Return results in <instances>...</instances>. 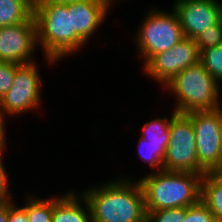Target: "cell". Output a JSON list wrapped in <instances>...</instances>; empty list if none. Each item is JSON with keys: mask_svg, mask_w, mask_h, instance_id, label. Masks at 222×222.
<instances>
[{"mask_svg": "<svg viewBox=\"0 0 222 222\" xmlns=\"http://www.w3.org/2000/svg\"><path fill=\"white\" fill-rule=\"evenodd\" d=\"M9 202L0 203V222H8Z\"/></svg>", "mask_w": 222, "mask_h": 222, "instance_id": "4316f807", "label": "cell"}, {"mask_svg": "<svg viewBox=\"0 0 222 222\" xmlns=\"http://www.w3.org/2000/svg\"><path fill=\"white\" fill-rule=\"evenodd\" d=\"M6 151L5 149L0 148V203H5L13 200L12 191L9 190L10 180L8 172L5 169L3 156ZM3 155V156H2Z\"/></svg>", "mask_w": 222, "mask_h": 222, "instance_id": "cb8c5ba5", "label": "cell"}, {"mask_svg": "<svg viewBox=\"0 0 222 222\" xmlns=\"http://www.w3.org/2000/svg\"><path fill=\"white\" fill-rule=\"evenodd\" d=\"M46 1H51V2L59 3V4H68V3H72L78 0H46Z\"/></svg>", "mask_w": 222, "mask_h": 222, "instance_id": "f1b7e54d", "label": "cell"}, {"mask_svg": "<svg viewBox=\"0 0 222 222\" xmlns=\"http://www.w3.org/2000/svg\"><path fill=\"white\" fill-rule=\"evenodd\" d=\"M108 1H109L112 5L115 4V2H117V3L119 2V0H108ZM120 1H122V0H120Z\"/></svg>", "mask_w": 222, "mask_h": 222, "instance_id": "4dcf8cb0", "label": "cell"}, {"mask_svg": "<svg viewBox=\"0 0 222 222\" xmlns=\"http://www.w3.org/2000/svg\"><path fill=\"white\" fill-rule=\"evenodd\" d=\"M203 175L193 172L157 171L138 179L143 189L146 212L189 207L201 200Z\"/></svg>", "mask_w": 222, "mask_h": 222, "instance_id": "3957f363", "label": "cell"}, {"mask_svg": "<svg viewBox=\"0 0 222 222\" xmlns=\"http://www.w3.org/2000/svg\"><path fill=\"white\" fill-rule=\"evenodd\" d=\"M8 222H29L26 213V201L21 207L15 205L14 201H9Z\"/></svg>", "mask_w": 222, "mask_h": 222, "instance_id": "d4e9b609", "label": "cell"}, {"mask_svg": "<svg viewBox=\"0 0 222 222\" xmlns=\"http://www.w3.org/2000/svg\"><path fill=\"white\" fill-rule=\"evenodd\" d=\"M218 173L222 176V168L218 171Z\"/></svg>", "mask_w": 222, "mask_h": 222, "instance_id": "1f68e13d", "label": "cell"}, {"mask_svg": "<svg viewBox=\"0 0 222 222\" xmlns=\"http://www.w3.org/2000/svg\"><path fill=\"white\" fill-rule=\"evenodd\" d=\"M92 222H145L146 206L139 180L118 178L84 189Z\"/></svg>", "mask_w": 222, "mask_h": 222, "instance_id": "6da1fadb", "label": "cell"}, {"mask_svg": "<svg viewBox=\"0 0 222 222\" xmlns=\"http://www.w3.org/2000/svg\"><path fill=\"white\" fill-rule=\"evenodd\" d=\"M16 63L0 61V100L14 82Z\"/></svg>", "mask_w": 222, "mask_h": 222, "instance_id": "603a6c76", "label": "cell"}, {"mask_svg": "<svg viewBox=\"0 0 222 222\" xmlns=\"http://www.w3.org/2000/svg\"><path fill=\"white\" fill-rule=\"evenodd\" d=\"M220 86L221 84L198 62L179 72L164 88L177 99L174 110L187 114L222 107Z\"/></svg>", "mask_w": 222, "mask_h": 222, "instance_id": "277c9868", "label": "cell"}, {"mask_svg": "<svg viewBox=\"0 0 222 222\" xmlns=\"http://www.w3.org/2000/svg\"><path fill=\"white\" fill-rule=\"evenodd\" d=\"M138 141V155H140L144 162H148V166L152 169V171H162L163 160L167 147L152 146L142 137H140Z\"/></svg>", "mask_w": 222, "mask_h": 222, "instance_id": "ac0fdd59", "label": "cell"}, {"mask_svg": "<svg viewBox=\"0 0 222 222\" xmlns=\"http://www.w3.org/2000/svg\"><path fill=\"white\" fill-rule=\"evenodd\" d=\"M26 198V213L29 222H52L53 196L51 198H39L28 195Z\"/></svg>", "mask_w": 222, "mask_h": 222, "instance_id": "e0dca14e", "label": "cell"}, {"mask_svg": "<svg viewBox=\"0 0 222 222\" xmlns=\"http://www.w3.org/2000/svg\"><path fill=\"white\" fill-rule=\"evenodd\" d=\"M177 112L174 110L171 117H156L143 124L142 134L140 137L147 140L152 146L167 147L169 142V128L171 118ZM168 118V119H167Z\"/></svg>", "mask_w": 222, "mask_h": 222, "instance_id": "9a60e30c", "label": "cell"}, {"mask_svg": "<svg viewBox=\"0 0 222 222\" xmlns=\"http://www.w3.org/2000/svg\"><path fill=\"white\" fill-rule=\"evenodd\" d=\"M199 62L215 80L222 82V45L200 52Z\"/></svg>", "mask_w": 222, "mask_h": 222, "instance_id": "d6986e66", "label": "cell"}, {"mask_svg": "<svg viewBox=\"0 0 222 222\" xmlns=\"http://www.w3.org/2000/svg\"><path fill=\"white\" fill-rule=\"evenodd\" d=\"M195 40L199 53L207 48L222 45V24L219 22L214 26H209Z\"/></svg>", "mask_w": 222, "mask_h": 222, "instance_id": "ffe728a7", "label": "cell"}, {"mask_svg": "<svg viewBox=\"0 0 222 222\" xmlns=\"http://www.w3.org/2000/svg\"><path fill=\"white\" fill-rule=\"evenodd\" d=\"M36 46L37 25L34 15L26 22L0 27V61L19 65L35 62Z\"/></svg>", "mask_w": 222, "mask_h": 222, "instance_id": "30bf717a", "label": "cell"}, {"mask_svg": "<svg viewBox=\"0 0 222 222\" xmlns=\"http://www.w3.org/2000/svg\"><path fill=\"white\" fill-rule=\"evenodd\" d=\"M172 4L185 38L196 39L220 22L217 0H174Z\"/></svg>", "mask_w": 222, "mask_h": 222, "instance_id": "8fae6325", "label": "cell"}, {"mask_svg": "<svg viewBox=\"0 0 222 222\" xmlns=\"http://www.w3.org/2000/svg\"><path fill=\"white\" fill-rule=\"evenodd\" d=\"M75 192L53 196L52 222H92L88 202L81 193Z\"/></svg>", "mask_w": 222, "mask_h": 222, "instance_id": "4fadbf2b", "label": "cell"}, {"mask_svg": "<svg viewBox=\"0 0 222 222\" xmlns=\"http://www.w3.org/2000/svg\"><path fill=\"white\" fill-rule=\"evenodd\" d=\"M187 115L193 124L199 167L205 173L218 172L222 168V107Z\"/></svg>", "mask_w": 222, "mask_h": 222, "instance_id": "52a82bcc", "label": "cell"}, {"mask_svg": "<svg viewBox=\"0 0 222 222\" xmlns=\"http://www.w3.org/2000/svg\"><path fill=\"white\" fill-rule=\"evenodd\" d=\"M8 116L5 112V110L3 109V107L1 106L0 103V148L7 150V139L6 138V123L4 122L6 119L5 117ZM5 125V126H4Z\"/></svg>", "mask_w": 222, "mask_h": 222, "instance_id": "484cf974", "label": "cell"}, {"mask_svg": "<svg viewBox=\"0 0 222 222\" xmlns=\"http://www.w3.org/2000/svg\"><path fill=\"white\" fill-rule=\"evenodd\" d=\"M186 216V208H170L149 211L145 222H183Z\"/></svg>", "mask_w": 222, "mask_h": 222, "instance_id": "44dd1931", "label": "cell"}, {"mask_svg": "<svg viewBox=\"0 0 222 222\" xmlns=\"http://www.w3.org/2000/svg\"><path fill=\"white\" fill-rule=\"evenodd\" d=\"M33 15L37 25L38 47L44 51L43 56L50 65H56L85 47L86 43L76 31H72V11H68V4L39 0Z\"/></svg>", "mask_w": 222, "mask_h": 222, "instance_id": "7a4b0ae2", "label": "cell"}, {"mask_svg": "<svg viewBox=\"0 0 222 222\" xmlns=\"http://www.w3.org/2000/svg\"><path fill=\"white\" fill-rule=\"evenodd\" d=\"M32 15L18 0H0V27L26 22Z\"/></svg>", "mask_w": 222, "mask_h": 222, "instance_id": "2e32d148", "label": "cell"}, {"mask_svg": "<svg viewBox=\"0 0 222 222\" xmlns=\"http://www.w3.org/2000/svg\"><path fill=\"white\" fill-rule=\"evenodd\" d=\"M18 1L23 3L32 13L35 12L39 3V0H18Z\"/></svg>", "mask_w": 222, "mask_h": 222, "instance_id": "83f0119b", "label": "cell"}, {"mask_svg": "<svg viewBox=\"0 0 222 222\" xmlns=\"http://www.w3.org/2000/svg\"><path fill=\"white\" fill-rule=\"evenodd\" d=\"M217 5L219 9V18H220V23L222 24V2L217 0Z\"/></svg>", "mask_w": 222, "mask_h": 222, "instance_id": "f546056e", "label": "cell"}, {"mask_svg": "<svg viewBox=\"0 0 222 222\" xmlns=\"http://www.w3.org/2000/svg\"><path fill=\"white\" fill-rule=\"evenodd\" d=\"M183 222H216L211 210L200 200L198 203L186 207Z\"/></svg>", "mask_w": 222, "mask_h": 222, "instance_id": "7402d4cb", "label": "cell"}, {"mask_svg": "<svg viewBox=\"0 0 222 222\" xmlns=\"http://www.w3.org/2000/svg\"><path fill=\"white\" fill-rule=\"evenodd\" d=\"M113 6L108 0H78L68 3L72 11V31L88 44L91 36L99 30Z\"/></svg>", "mask_w": 222, "mask_h": 222, "instance_id": "7c38bea8", "label": "cell"}, {"mask_svg": "<svg viewBox=\"0 0 222 222\" xmlns=\"http://www.w3.org/2000/svg\"><path fill=\"white\" fill-rule=\"evenodd\" d=\"M169 134L163 170L204 175L205 172L198 163L196 139L191 118L187 114L177 112L171 118Z\"/></svg>", "mask_w": 222, "mask_h": 222, "instance_id": "8992f818", "label": "cell"}, {"mask_svg": "<svg viewBox=\"0 0 222 222\" xmlns=\"http://www.w3.org/2000/svg\"><path fill=\"white\" fill-rule=\"evenodd\" d=\"M200 53L195 39L184 38L173 48L154 55L143 70L151 79L165 86L179 72L199 62Z\"/></svg>", "mask_w": 222, "mask_h": 222, "instance_id": "9c48e42d", "label": "cell"}, {"mask_svg": "<svg viewBox=\"0 0 222 222\" xmlns=\"http://www.w3.org/2000/svg\"><path fill=\"white\" fill-rule=\"evenodd\" d=\"M37 62L19 65L16 64L14 82L8 92L0 100L6 114L17 116L27 111L41 107L42 76Z\"/></svg>", "mask_w": 222, "mask_h": 222, "instance_id": "ba28073f", "label": "cell"}, {"mask_svg": "<svg viewBox=\"0 0 222 222\" xmlns=\"http://www.w3.org/2000/svg\"><path fill=\"white\" fill-rule=\"evenodd\" d=\"M201 201L211 210L216 222H222V176L205 173L201 181Z\"/></svg>", "mask_w": 222, "mask_h": 222, "instance_id": "5bb4252c", "label": "cell"}, {"mask_svg": "<svg viewBox=\"0 0 222 222\" xmlns=\"http://www.w3.org/2000/svg\"><path fill=\"white\" fill-rule=\"evenodd\" d=\"M143 17L134 38L136 50L145 65L154 55L173 48L183 40L184 34L177 13L152 9Z\"/></svg>", "mask_w": 222, "mask_h": 222, "instance_id": "5b68a950", "label": "cell"}]
</instances>
